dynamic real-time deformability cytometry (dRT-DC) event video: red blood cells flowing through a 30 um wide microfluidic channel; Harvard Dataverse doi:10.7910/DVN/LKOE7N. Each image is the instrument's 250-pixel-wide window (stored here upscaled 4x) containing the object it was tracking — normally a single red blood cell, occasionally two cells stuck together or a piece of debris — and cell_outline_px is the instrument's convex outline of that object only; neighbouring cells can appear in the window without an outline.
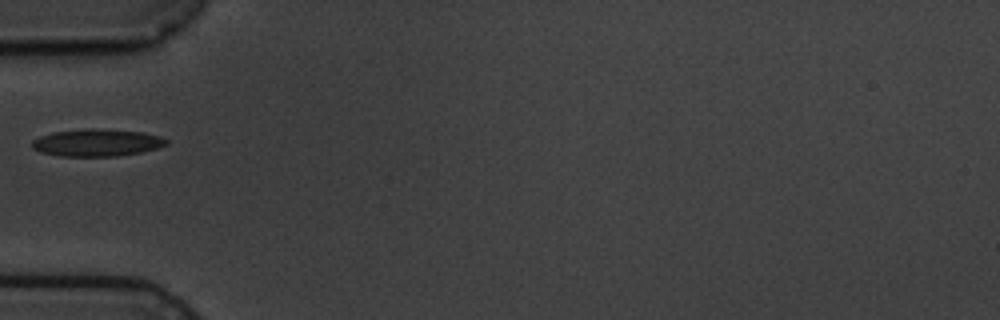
{"species": "common noctule bat (a hibernating species)", "species_latin": "Nyctalus noctula", "temperature_condition": "cold", "stored_images_in_passage": 1, "camera_frame_rate_fps": 3000, "um_per_image_px": 0.085, "animal": {"sex": "male", "body_mass_g": 19.5, "forearm_length_mm": 54.6}, "frame": {"image": 1, "passage_image": 1, "time_ms": 0.0, "image_size_px": [1000, 320], "cell_outline_px": [[168, 144], [156, 148], [140, 152], [116, 156], [60, 156], [40, 152], [32, 148], [32, 140], [40, 136], [52, 132], [88, 128], [92, 128], [144, 132], [160, 136], [168, 140]], "centroid_in_image_um": [8.22, 12.12], "position_along_channel_um": 76.8, "area_um2": 21.33}}